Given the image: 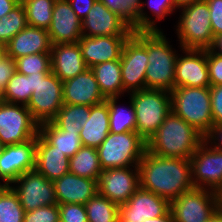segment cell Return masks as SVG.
<instances>
[{"label":"cell","mask_w":222,"mask_h":222,"mask_svg":"<svg viewBox=\"0 0 222 222\" xmlns=\"http://www.w3.org/2000/svg\"><path fill=\"white\" fill-rule=\"evenodd\" d=\"M31 96V77L15 71L3 89L1 101L27 106Z\"/></svg>","instance_id":"33"},{"label":"cell","mask_w":222,"mask_h":222,"mask_svg":"<svg viewBox=\"0 0 222 222\" xmlns=\"http://www.w3.org/2000/svg\"><path fill=\"white\" fill-rule=\"evenodd\" d=\"M219 210L222 211V189L218 192Z\"/></svg>","instance_id":"54"},{"label":"cell","mask_w":222,"mask_h":222,"mask_svg":"<svg viewBox=\"0 0 222 222\" xmlns=\"http://www.w3.org/2000/svg\"><path fill=\"white\" fill-rule=\"evenodd\" d=\"M57 204H86L98 193V181L67 173L52 181Z\"/></svg>","instance_id":"22"},{"label":"cell","mask_w":222,"mask_h":222,"mask_svg":"<svg viewBox=\"0 0 222 222\" xmlns=\"http://www.w3.org/2000/svg\"><path fill=\"white\" fill-rule=\"evenodd\" d=\"M25 211L10 185L0 186V222H23Z\"/></svg>","instance_id":"36"},{"label":"cell","mask_w":222,"mask_h":222,"mask_svg":"<svg viewBox=\"0 0 222 222\" xmlns=\"http://www.w3.org/2000/svg\"><path fill=\"white\" fill-rule=\"evenodd\" d=\"M79 132L60 131L52 122L39 125V133L68 158H71L83 146Z\"/></svg>","instance_id":"29"},{"label":"cell","mask_w":222,"mask_h":222,"mask_svg":"<svg viewBox=\"0 0 222 222\" xmlns=\"http://www.w3.org/2000/svg\"><path fill=\"white\" fill-rule=\"evenodd\" d=\"M198 0H174L175 7L177 9H182L185 6L191 5Z\"/></svg>","instance_id":"51"},{"label":"cell","mask_w":222,"mask_h":222,"mask_svg":"<svg viewBox=\"0 0 222 222\" xmlns=\"http://www.w3.org/2000/svg\"><path fill=\"white\" fill-rule=\"evenodd\" d=\"M120 63L124 94L146 89L145 75L149 64L147 31H134L127 39Z\"/></svg>","instance_id":"9"},{"label":"cell","mask_w":222,"mask_h":222,"mask_svg":"<svg viewBox=\"0 0 222 222\" xmlns=\"http://www.w3.org/2000/svg\"><path fill=\"white\" fill-rule=\"evenodd\" d=\"M7 56L6 44L0 42V61Z\"/></svg>","instance_id":"53"},{"label":"cell","mask_w":222,"mask_h":222,"mask_svg":"<svg viewBox=\"0 0 222 222\" xmlns=\"http://www.w3.org/2000/svg\"><path fill=\"white\" fill-rule=\"evenodd\" d=\"M82 22L83 36H131L132 28L117 14L96 0Z\"/></svg>","instance_id":"18"},{"label":"cell","mask_w":222,"mask_h":222,"mask_svg":"<svg viewBox=\"0 0 222 222\" xmlns=\"http://www.w3.org/2000/svg\"><path fill=\"white\" fill-rule=\"evenodd\" d=\"M12 184L10 186L17 193L25 212L57 204L53 182L35 169L23 173Z\"/></svg>","instance_id":"13"},{"label":"cell","mask_w":222,"mask_h":222,"mask_svg":"<svg viewBox=\"0 0 222 222\" xmlns=\"http://www.w3.org/2000/svg\"><path fill=\"white\" fill-rule=\"evenodd\" d=\"M35 159L36 137L24 143L5 145L0 156V181L3 182L2 185H12L23 173L34 170Z\"/></svg>","instance_id":"17"},{"label":"cell","mask_w":222,"mask_h":222,"mask_svg":"<svg viewBox=\"0 0 222 222\" xmlns=\"http://www.w3.org/2000/svg\"><path fill=\"white\" fill-rule=\"evenodd\" d=\"M141 3V6L133 19V31H162L157 27L156 22L165 19L166 16L173 14L175 10L174 0H147ZM152 12L151 18L144 9L146 6Z\"/></svg>","instance_id":"27"},{"label":"cell","mask_w":222,"mask_h":222,"mask_svg":"<svg viewBox=\"0 0 222 222\" xmlns=\"http://www.w3.org/2000/svg\"><path fill=\"white\" fill-rule=\"evenodd\" d=\"M96 0H68L77 17L83 20L93 7Z\"/></svg>","instance_id":"46"},{"label":"cell","mask_w":222,"mask_h":222,"mask_svg":"<svg viewBox=\"0 0 222 222\" xmlns=\"http://www.w3.org/2000/svg\"><path fill=\"white\" fill-rule=\"evenodd\" d=\"M39 124L27 106L0 100V141L4 145L24 143L35 138Z\"/></svg>","instance_id":"10"},{"label":"cell","mask_w":222,"mask_h":222,"mask_svg":"<svg viewBox=\"0 0 222 222\" xmlns=\"http://www.w3.org/2000/svg\"><path fill=\"white\" fill-rule=\"evenodd\" d=\"M27 25L26 12L23 4L20 2L8 15L0 18V42L7 44Z\"/></svg>","instance_id":"37"},{"label":"cell","mask_w":222,"mask_h":222,"mask_svg":"<svg viewBox=\"0 0 222 222\" xmlns=\"http://www.w3.org/2000/svg\"><path fill=\"white\" fill-rule=\"evenodd\" d=\"M56 0H21L27 23L30 26L48 29L52 22V12Z\"/></svg>","instance_id":"34"},{"label":"cell","mask_w":222,"mask_h":222,"mask_svg":"<svg viewBox=\"0 0 222 222\" xmlns=\"http://www.w3.org/2000/svg\"><path fill=\"white\" fill-rule=\"evenodd\" d=\"M50 54L51 72L62 82L76 77L87 69L78 42L53 44Z\"/></svg>","instance_id":"24"},{"label":"cell","mask_w":222,"mask_h":222,"mask_svg":"<svg viewBox=\"0 0 222 222\" xmlns=\"http://www.w3.org/2000/svg\"><path fill=\"white\" fill-rule=\"evenodd\" d=\"M180 10L176 33L180 49H210L214 42L209 5L198 0Z\"/></svg>","instance_id":"6"},{"label":"cell","mask_w":222,"mask_h":222,"mask_svg":"<svg viewBox=\"0 0 222 222\" xmlns=\"http://www.w3.org/2000/svg\"><path fill=\"white\" fill-rule=\"evenodd\" d=\"M4 148L5 145L0 141V156L2 155Z\"/></svg>","instance_id":"55"},{"label":"cell","mask_w":222,"mask_h":222,"mask_svg":"<svg viewBox=\"0 0 222 222\" xmlns=\"http://www.w3.org/2000/svg\"><path fill=\"white\" fill-rule=\"evenodd\" d=\"M59 204L42 206L25 212L23 222H58Z\"/></svg>","instance_id":"40"},{"label":"cell","mask_w":222,"mask_h":222,"mask_svg":"<svg viewBox=\"0 0 222 222\" xmlns=\"http://www.w3.org/2000/svg\"><path fill=\"white\" fill-rule=\"evenodd\" d=\"M144 222H175V219L171 210L169 209L163 216L153 219H146Z\"/></svg>","instance_id":"49"},{"label":"cell","mask_w":222,"mask_h":222,"mask_svg":"<svg viewBox=\"0 0 222 222\" xmlns=\"http://www.w3.org/2000/svg\"><path fill=\"white\" fill-rule=\"evenodd\" d=\"M122 97H110L106 98V102L109 106V126L112 133H125L136 132V116L133 103H128L129 107L123 108L118 105L119 99Z\"/></svg>","instance_id":"31"},{"label":"cell","mask_w":222,"mask_h":222,"mask_svg":"<svg viewBox=\"0 0 222 222\" xmlns=\"http://www.w3.org/2000/svg\"><path fill=\"white\" fill-rule=\"evenodd\" d=\"M209 5L210 22L214 37L222 34V0H206Z\"/></svg>","instance_id":"43"},{"label":"cell","mask_w":222,"mask_h":222,"mask_svg":"<svg viewBox=\"0 0 222 222\" xmlns=\"http://www.w3.org/2000/svg\"><path fill=\"white\" fill-rule=\"evenodd\" d=\"M213 52L222 56V34L214 37V42L212 47L210 48Z\"/></svg>","instance_id":"50"},{"label":"cell","mask_w":222,"mask_h":222,"mask_svg":"<svg viewBox=\"0 0 222 222\" xmlns=\"http://www.w3.org/2000/svg\"><path fill=\"white\" fill-rule=\"evenodd\" d=\"M52 43L48 30L27 25L7 44V56L13 60L38 53H51Z\"/></svg>","instance_id":"23"},{"label":"cell","mask_w":222,"mask_h":222,"mask_svg":"<svg viewBox=\"0 0 222 222\" xmlns=\"http://www.w3.org/2000/svg\"><path fill=\"white\" fill-rule=\"evenodd\" d=\"M88 222H117L118 205L97 193L85 204Z\"/></svg>","instance_id":"35"},{"label":"cell","mask_w":222,"mask_h":222,"mask_svg":"<svg viewBox=\"0 0 222 222\" xmlns=\"http://www.w3.org/2000/svg\"><path fill=\"white\" fill-rule=\"evenodd\" d=\"M2 93H3V90L0 88V100L2 98Z\"/></svg>","instance_id":"56"},{"label":"cell","mask_w":222,"mask_h":222,"mask_svg":"<svg viewBox=\"0 0 222 222\" xmlns=\"http://www.w3.org/2000/svg\"><path fill=\"white\" fill-rule=\"evenodd\" d=\"M130 36H82L78 41L87 68L120 60L125 42Z\"/></svg>","instance_id":"20"},{"label":"cell","mask_w":222,"mask_h":222,"mask_svg":"<svg viewBox=\"0 0 222 222\" xmlns=\"http://www.w3.org/2000/svg\"><path fill=\"white\" fill-rule=\"evenodd\" d=\"M16 71L25 75H47L51 72V54H30L15 59Z\"/></svg>","instance_id":"38"},{"label":"cell","mask_w":222,"mask_h":222,"mask_svg":"<svg viewBox=\"0 0 222 222\" xmlns=\"http://www.w3.org/2000/svg\"><path fill=\"white\" fill-rule=\"evenodd\" d=\"M69 160L57 147L51 145L39 132L36 136L35 170L48 180L69 173Z\"/></svg>","instance_id":"25"},{"label":"cell","mask_w":222,"mask_h":222,"mask_svg":"<svg viewBox=\"0 0 222 222\" xmlns=\"http://www.w3.org/2000/svg\"><path fill=\"white\" fill-rule=\"evenodd\" d=\"M91 70L105 98L124 96L120 60L97 64Z\"/></svg>","instance_id":"28"},{"label":"cell","mask_w":222,"mask_h":222,"mask_svg":"<svg viewBox=\"0 0 222 222\" xmlns=\"http://www.w3.org/2000/svg\"><path fill=\"white\" fill-rule=\"evenodd\" d=\"M81 21L68 0H56L52 12V22L47 29L52 45L77 43L83 36Z\"/></svg>","instance_id":"19"},{"label":"cell","mask_w":222,"mask_h":222,"mask_svg":"<svg viewBox=\"0 0 222 222\" xmlns=\"http://www.w3.org/2000/svg\"><path fill=\"white\" fill-rule=\"evenodd\" d=\"M208 222H222V211L218 210L209 220Z\"/></svg>","instance_id":"52"},{"label":"cell","mask_w":222,"mask_h":222,"mask_svg":"<svg viewBox=\"0 0 222 222\" xmlns=\"http://www.w3.org/2000/svg\"><path fill=\"white\" fill-rule=\"evenodd\" d=\"M204 140L212 147L222 150V124L213 126L204 136Z\"/></svg>","instance_id":"47"},{"label":"cell","mask_w":222,"mask_h":222,"mask_svg":"<svg viewBox=\"0 0 222 222\" xmlns=\"http://www.w3.org/2000/svg\"><path fill=\"white\" fill-rule=\"evenodd\" d=\"M191 179L194 188L218 193L222 189V150L205 140L190 157Z\"/></svg>","instance_id":"12"},{"label":"cell","mask_w":222,"mask_h":222,"mask_svg":"<svg viewBox=\"0 0 222 222\" xmlns=\"http://www.w3.org/2000/svg\"><path fill=\"white\" fill-rule=\"evenodd\" d=\"M127 95H130L135 109L136 132L147 142L172 111L171 94L146 88Z\"/></svg>","instance_id":"5"},{"label":"cell","mask_w":222,"mask_h":222,"mask_svg":"<svg viewBox=\"0 0 222 222\" xmlns=\"http://www.w3.org/2000/svg\"><path fill=\"white\" fill-rule=\"evenodd\" d=\"M105 100L91 68L63 82L64 104L94 106Z\"/></svg>","instance_id":"21"},{"label":"cell","mask_w":222,"mask_h":222,"mask_svg":"<svg viewBox=\"0 0 222 222\" xmlns=\"http://www.w3.org/2000/svg\"><path fill=\"white\" fill-rule=\"evenodd\" d=\"M32 96L27 104L31 116L40 125L51 122L64 105L63 82L54 73L29 75Z\"/></svg>","instance_id":"8"},{"label":"cell","mask_w":222,"mask_h":222,"mask_svg":"<svg viewBox=\"0 0 222 222\" xmlns=\"http://www.w3.org/2000/svg\"><path fill=\"white\" fill-rule=\"evenodd\" d=\"M169 209L167 199L139 187L126 203L118 205V215L123 222H144L163 216Z\"/></svg>","instance_id":"16"},{"label":"cell","mask_w":222,"mask_h":222,"mask_svg":"<svg viewBox=\"0 0 222 222\" xmlns=\"http://www.w3.org/2000/svg\"><path fill=\"white\" fill-rule=\"evenodd\" d=\"M89 114L90 106L64 104L51 122L60 131H80Z\"/></svg>","instance_id":"32"},{"label":"cell","mask_w":222,"mask_h":222,"mask_svg":"<svg viewBox=\"0 0 222 222\" xmlns=\"http://www.w3.org/2000/svg\"><path fill=\"white\" fill-rule=\"evenodd\" d=\"M20 2L21 0H0V18L8 15V13Z\"/></svg>","instance_id":"48"},{"label":"cell","mask_w":222,"mask_h":222,"mask_svg":"<svg viewBox=\"0 0 222 222\" xmlns=\"http://www.w3.org/2000/svg\"><path fill=\"white\" fill-rule=\"evenodd\" d=\"M212 118L215 125L222 124V85L210 86Z\"/></svg>","instance_id":"44"},{"label":"cell","mask_w":222,"mask_h":222,"mask_svg":"<svg viewBox=\"0 0 222 222\" xmlns=\"http://www.w3.org/2000/svg\"><path fill=\"white\" fill-rule=\"evenodd\" d=\"M162 31H147V89L171 92L175 88V66L178 54Z\"/></svg>","instance_id":"3"},{"label":"cell","mask_w":222,"mask_h":222,"mask_svg":"<svg viewBox=\"0 0 222 222\" xmlns=\"http://www.w3.org/2000/svg\"><path fill=\"white\" fill-rule=\"evenodd\" d=\"M102 171L97 148L82 146L69 160V173L77 176L98 181Z\"/></svg>","instance_id":"30"},{"label":"cell","mask_w":222,"mask_h":222,"mask_svg":"<svg viewBox=\"0 0 222 222\" xmlns=\"http://www.w3.org/2000/svg\"><path fill=\"white\" fill-rule=\"evenodd\" d=\"M170 94L172 111L205 136L214 126L210 87H178Z\"/></svg>","instance_id":"4"},{"label":"cell","mask_w":222,"mask_h":222,"mask_svg":"<svg viewBox=\"0 0 222 222\" xmlns=\"http://www.w3.org/2000/svg\"><path fill=\"white\" fill-rule=\"evenodd\" d=\"M109 133V106L107 102L90 106L89 119L79 132L82 145L98 148Z\"/></svg>","instance_id":"26"},{"label":"cell","mask_w":222,"mask_h":222,"mask_svg":"<svg viewBox=\"0 0 222 222\" xmlns=\"http://www.w3.org/2000/svg\"><path fill=\"white\" fill-rule=\"evenodd\" d=\"M16 71L15 60L6 56L0 61V88L3 90Z\"/></svg>","instance_id":"45"},{"label":"cell","mask_w":222,"mask_h":222,"mask_svg":"<svg viewBox=\"0 0 222 222\" xmlns=\"http://www.w3.org/2000/svg\"><path fill=\"white\" fill-rule=\"evenodd\" d=\"M139 187L138 166L108 168L98 179V193L117 205L126 203Z\"/></svg>","instance_id":"14"},{"label":"cell","mask_w":222,"mask_h":222,"mask_svg":"<svg viewBox=\"0 0 222 222\" xmlns=\"http://www.w3.org/2000/svg\"><path fill=\"white\" fill-rule=\"evenodd\" d=\"M147 142L137 132L112 133L97 148L103 170L138 166Z\"/></svg>","instance_id":"7"},{"label":"cell","mask_w":222,"mask_h":222,"mask_svg":"<svg viewBox=\"0 0 222 222\" xmlns=\"http://www.w3.org/2000/svg\"><path fill=\"white\" fill-rule=\"evenodd\" d=\"M138 168L140 187L169 202L194 188L190 159L159 157L146 150Z\"/></svg>","instance_id":"1"},{"label":"cell","mask_w":222,"mask_h":222,"mask_svg":"<svg viewBox=\"0 0 222 222\" xmlns=\"http://www.w3.org/2000/svg\"><path fill=\"white\" fill-rule=\"evenodd\" d=\"M175 66V88L210 87L207 49L180 50Z\"/></svg>","instance_id":"15"},{"label":"cell","mask_w":222,"mask_h":222,"mask_svg":"<svg viewBox=\"0 0 222 222\" xmlns=\"http://www.w3.org/2000/svg\"><path fill=\"white\" fill-rule=\"evenodd\" d=\"M204 136L171 111L147 141V151L159 157L190 159Z\"/></svg>","instance_id":"2"},{"label":"cell","mask_w":222,"mask_h":222,"mask_svg":"<svg viewBox=\"0 0 222 222\" xmlns=\"http://www.w3.org/2000/svg\"><path fill=\"white\" fill-rule=\"evenodd\" d=\"M59 220L61 222H88L84 204H59Z\"/></svg>","instance_id":"41"},{"label":"cell","mask_w":222,"mask_h":222,"mask_svg":"<svg viewBox=\"0 0 222 222\" xmlns=\"http://www.w3.org/2000/svg\"><path fill=\"white\" fill-rule=\"evenodd\" d=\"M207 63L210 85H222V56L207 49Z\"/></svg>","instance_id":"42"},{"label":"cell","mask_w":222,"mask_h":222,"mask_svg":"<svg viewBox=\"0 0 222 222\" xmlns=\"http://www.w3.org/2000/svg\"><path fill=\"white\" fill-rule=\"evenodd\" d=\"M113 13L119 15L133 30L134 15L139 10L142 0H99Z\"/></svg>","instance_id":"39"},{"label":"cell","mask_w":222,"mask_h":222,"mask_svg":"<svg viewBox=\"0 0 222 222\" xmlns=\"http://www.w3.org/2000/svg\"><path fill=\"white\" fill-rule=\"evenodd\" d=\"M175 222H208L219 210L218 193L193 188L170 202Z\"/></svg>","instance_id":"11"}]
</instances>
